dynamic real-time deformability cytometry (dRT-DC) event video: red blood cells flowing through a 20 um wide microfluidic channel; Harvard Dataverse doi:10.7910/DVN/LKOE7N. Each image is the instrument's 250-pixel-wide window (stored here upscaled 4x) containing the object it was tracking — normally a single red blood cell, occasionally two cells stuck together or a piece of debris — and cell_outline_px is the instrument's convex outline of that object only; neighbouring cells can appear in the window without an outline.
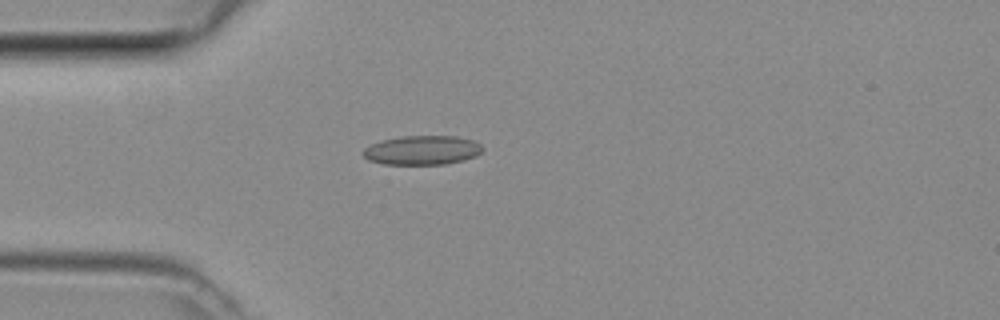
{"species": "common noctule bat (a hibernating species)", "species_latin": "Nyctalus noctula", "temperature_condition": "room temperature", "stored_images_in_passage": 4, "camera_frame_rate_fps": 3000, "um_per_image_px": 0.085, "animal": {"sex": "female", "body_mass_g": 29.2, "forearm_length_mm": 56.3}, "frame": {"image": 1, "passage_image": 4, "time_ms": 1.0, "image_size_px": [1000, 320], "cell_outline_px": [[484, 148], [476, 156], [464, 160], [444, 164], [384, 164], [368, 160], [360, 152], [364, 148], [380, 140], [404, 136], [456, 136], [476, 140]], "centroid_in_image_um": [35.89, 12.76], "position_along_channel_um": 49.1, "area_um2": 20.46}}